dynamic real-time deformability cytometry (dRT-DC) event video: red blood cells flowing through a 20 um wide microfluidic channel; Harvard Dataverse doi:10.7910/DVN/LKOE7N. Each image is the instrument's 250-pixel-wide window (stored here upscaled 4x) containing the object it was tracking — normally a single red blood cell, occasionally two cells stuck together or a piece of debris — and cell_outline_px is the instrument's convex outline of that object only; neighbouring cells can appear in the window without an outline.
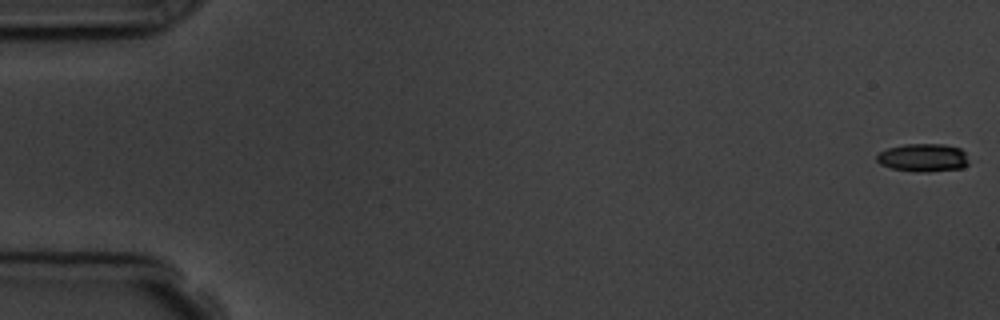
{"species": "common noctule bat (a hibernating species)", "species_latin": "Nyctalus noctula", "temperature_condition": "room temperature", "stored_images_in_passage": 4, "camera_frame_rate_fps": 3000, "um_per_image_px": 0.085, "animal": {"sex": "male", "body_mass_g": 19.5, "forearm_length_mm": 54.6}, "frame": {"image": 1, "passage_image": 1, "time_ms": 0.0, "image_size_px": [1000, 320], "cell_outline_px": [[968, 164], [964, 168], [928, 172], [916, 172], [892, 168], [880, 164], [876, 160], [876, 156], [880, 152], [888, 148], [904, 144], [944, 144], [960, 148], [964, 152], [968, 160]], "centroid_in_image_um": [78.48, 13.41], "position_along_channel_um": 6.5, "area_um2": 15.14}}